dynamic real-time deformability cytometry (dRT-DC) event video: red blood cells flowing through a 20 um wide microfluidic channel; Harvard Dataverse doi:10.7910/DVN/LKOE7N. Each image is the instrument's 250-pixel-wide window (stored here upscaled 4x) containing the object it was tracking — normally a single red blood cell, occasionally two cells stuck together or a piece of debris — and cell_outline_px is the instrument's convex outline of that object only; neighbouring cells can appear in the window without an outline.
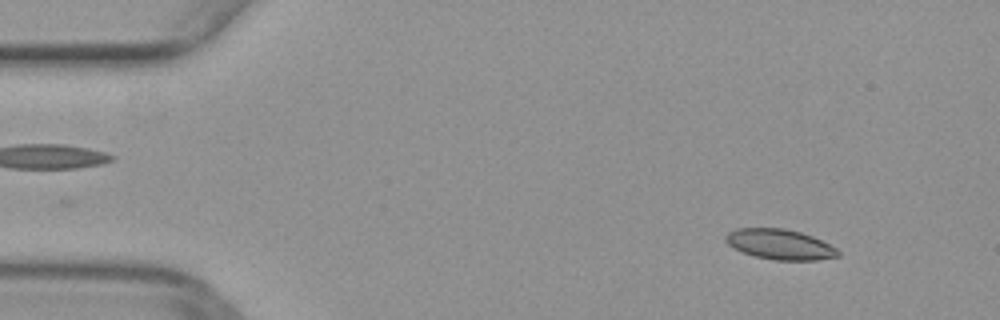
{"species": "common noctule bat (a hibernating species)", "species_latin": "Nyctalus noctula", "temperature_condition": "warm", "stored_images_in_passage": 42, "camera_frame_rate_fps": 3000, "um_per_image_px": 0.085, "animal": {"sex": "female", "body_mass_g": 29.2, "forearm_length_mm": 56.3}, "frame": {"image": 1, "passage_image": 4, "time_ms": 1.0, "image_size_px": [1000, 320], "cell_outline_px": [[840, 256], [816, 260], [776, 260], [756, 256], [732, 248], [724, 240], [724, 236], [728, 232], [736, 228], [784, 228], [800, 232], [812, 236], [836, 248], [840, 252]], "centroid_in_image_um": [66.26, 20.76], "position_along_channel_um": 18.7, "area_um2": 19.77}}
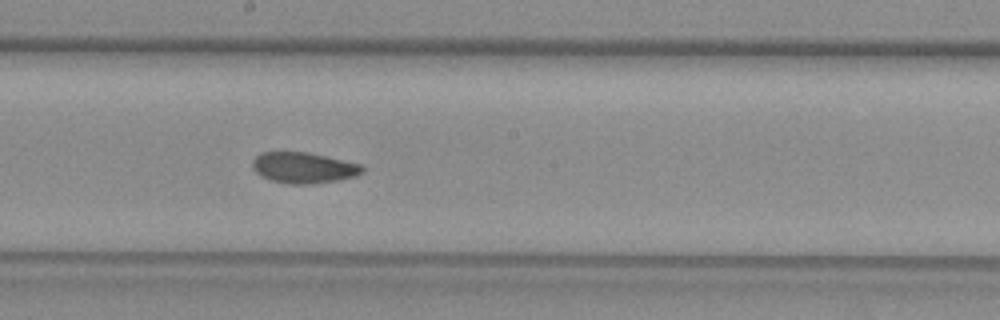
{"frame": {"image": 2, "passage_image": 26, "time_ms": 8.333, "image_size_px": [1000, 320], "cell_outline_px": [[364, 172], [356, 176], [340, 180], [312, 184], [288, 184], [272, 180], [256, 172], [252, 168], [252, 160], [260, 152], [308, 152], [360, 164], [364, 168]], "centroid_in_image_um": [25.82, 14.26], "position_along_channel_um": 222.4, "area_um2": 19.77}}
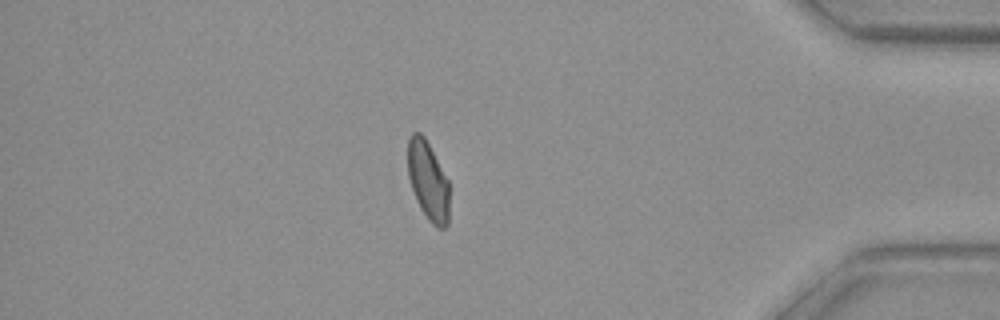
{"frame": {"image": 3, "passage_image": 42, "time_ms": 13.667, "image_size_px": [1000, 320], "cell_outline_px": [[448, 224], [444, 228], [436, 228], [428, 220], [420, 208], [416, 200], [408, 176], [408, 136], [412, 132], [420, 132], [424, 136], [448, 180]], "centroid_in_image_um": [36.37, 15.37], "position_along_channel_um": 398.8, "area_um2": 19.02}}